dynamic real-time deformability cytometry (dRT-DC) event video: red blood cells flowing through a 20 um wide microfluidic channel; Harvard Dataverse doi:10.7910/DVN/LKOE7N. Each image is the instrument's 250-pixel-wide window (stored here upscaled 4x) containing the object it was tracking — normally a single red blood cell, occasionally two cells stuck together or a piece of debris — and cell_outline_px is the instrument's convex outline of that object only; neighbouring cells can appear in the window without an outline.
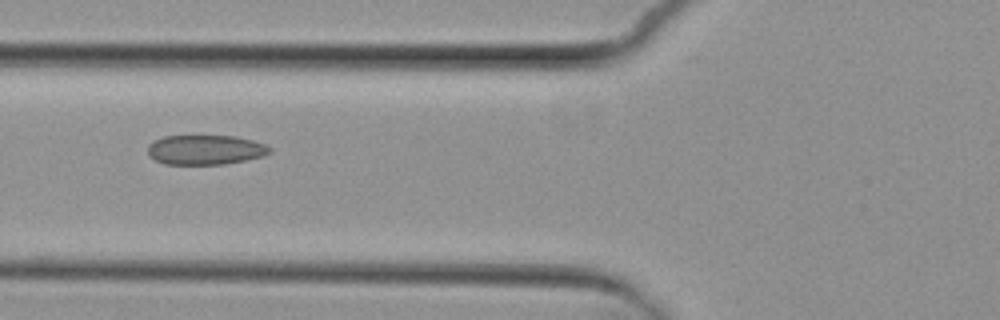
{"species": "common noctule bat (a hibernating species)", "species_latin": "Nyctalus noctula", "temperature_condition": "cold", "stored_images_in_passage": 5, "camera_frame_rate_fps": 3000, "um_per_image_px": 0.085, "animal": {"sex": "female", "body_mass_g": 29.2, "forearm_length_mm": 56.3}, "frame": {"image": 1, "passage_image": 3, "time_ms": 2.333, "image_size_px": [1000, 320], "cell_outline_px": [[272, 152], [264, 156], [224, 164], [164, 164], [156, 160], [148, 152], [148, 144], [164, 136], [236, 136], [252, 140], [264, 144], [272, 148]], "centroid_in_image_um": [17.49, 12.73], "position_along_channel_um": 108.3, "area_um2": 20.98}}
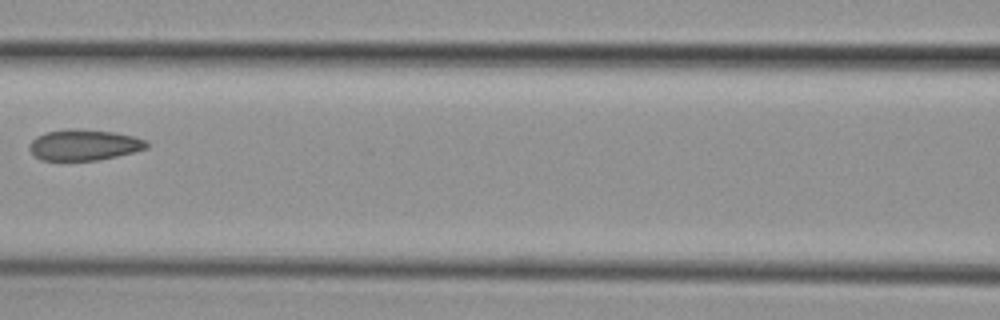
{"frame": {"image": 2, "passage_image": 4, "time_ms": 3.667, "image_size_px": [1000, 320], "cell_outline_px": [[148, 148], [116, 156], [96, 160], [40, 160], [28, 148], [28, 144], [36, 136], [44, 132], [64, 128], [76, 128], [116, 132], [132, 136], [144, 140], [148, 144]], "centroid_in_image_um": [7.09, 12.3], "position_along_channel_um": 159.5, "area_um2": 21.21}}
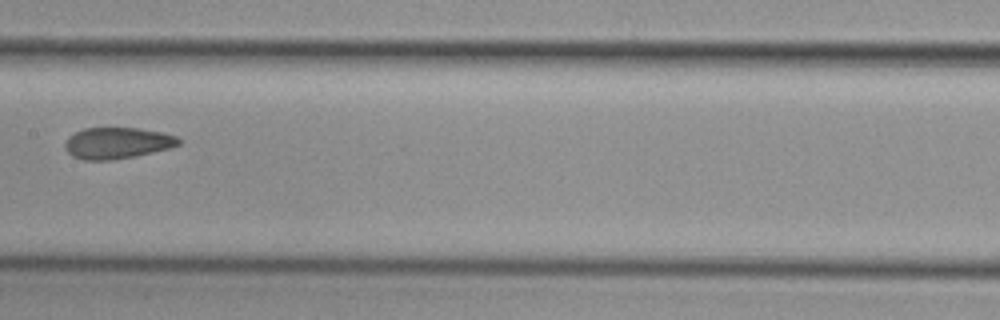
{"frame": {"image": 3, "passage_image": 5, "time_ms": 4.667, "image_size_px": [1000, 320], "cell_outline_px": [[180, 144], [168, 148], [136, 156], [112, 160], [84, 160], [72, 156], [64, 148], [64, 144], [68, 136], [84, 128], [140, 128], [160, 132], [176, 136], [180, 140]], "centroid_in_image_um": [9.92, 12.16], "position_along_channel_um": 197.5, "area_um2": 20.69}}